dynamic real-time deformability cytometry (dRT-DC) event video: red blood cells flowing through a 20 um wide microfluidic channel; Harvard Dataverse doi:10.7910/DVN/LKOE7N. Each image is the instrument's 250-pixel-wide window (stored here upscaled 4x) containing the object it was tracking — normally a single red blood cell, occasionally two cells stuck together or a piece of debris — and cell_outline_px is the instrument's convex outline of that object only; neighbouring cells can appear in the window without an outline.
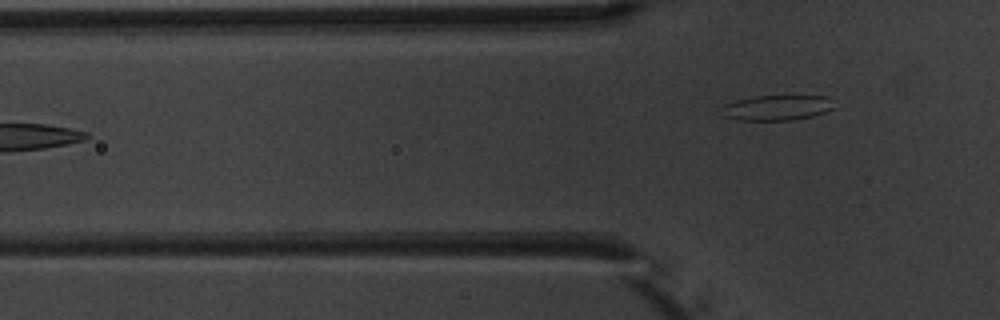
{"species": "common noctule bat (a hibernating species)", "species_latin": "Nyctalus noctula", "temperature_condition": "warm", "stored_images_in_passage": 4, "segment_of_instrument_passage": [2, 2], "camera_frame_rate_fps": 3000, "um_per_image_px": 0.085, "animal": {"sex": "male", "body_mass_g": 20.1, "forearm_length_mm": 53.5}, "frame": {"image": 1, "passage_image": 4, "time_ms": 4.333, "image_size_px": [1000, 320], "cell_outline_px": [[836, 108], [812, 116], [792, 120], [736, 120], [724, 116], [724, 104], [736, 100], [756, 96], [828, 96]], "centroid_in_image_um": [66.07, 9.15], "position_along_channel_um": 59.7, "area_um2": 16.42}}